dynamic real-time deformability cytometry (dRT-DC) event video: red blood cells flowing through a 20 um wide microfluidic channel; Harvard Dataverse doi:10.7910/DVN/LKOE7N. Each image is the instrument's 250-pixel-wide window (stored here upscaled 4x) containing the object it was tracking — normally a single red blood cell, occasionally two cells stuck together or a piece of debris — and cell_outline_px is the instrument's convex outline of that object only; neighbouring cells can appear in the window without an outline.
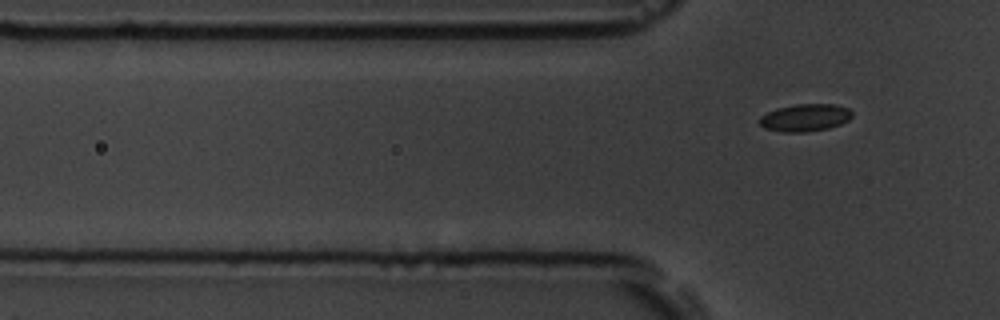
{"species": "common noctule bat (a hibernating species)", "species_latin": "Nyctalus noctula", "temperature_condition": "room temperature", "stored_images_in_passage": 6, "camera_frame_rate_fps": 3000, "um_per_image_px": 0.085, "animal": {"sex": "male", "body_mass_g": 19.5, "forearm_length_mm": 54.6}, "frame": {"image": 1, "passage_image": 6, "time_ms": 6.0, "image_size_px": [1000, 320], "cell_outline_px": [[852, 116], [848, 120], [840, 124], [828, 128], [808, 132], [784, 132], [764, 128], [760, 124], [760, 116], [776, 108], [796, 104], [836, 104], [848, 108], [852, 112]], "centroid_in_image_um": [68.44, 9.99], "position_along_channel_um": 57.4, "area_um2": 14.8}}